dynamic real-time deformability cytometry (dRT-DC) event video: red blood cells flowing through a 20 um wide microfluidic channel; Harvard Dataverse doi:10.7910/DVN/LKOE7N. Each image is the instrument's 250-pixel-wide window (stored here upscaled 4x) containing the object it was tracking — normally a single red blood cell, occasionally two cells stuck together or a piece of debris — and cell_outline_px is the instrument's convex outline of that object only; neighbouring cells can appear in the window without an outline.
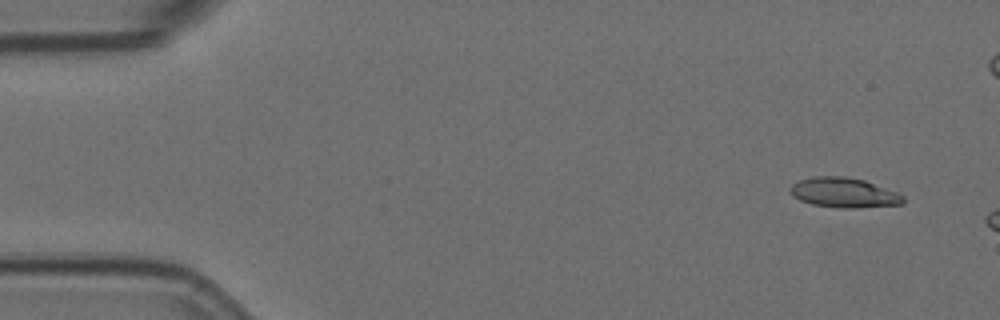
{"species": "Egyptian fruit bat (a non-hibernating species)", "species_latin": "Rousettus aegyptiacus", "temperature_condition": "room temperature", "stored_images_in_passage": 4, "camera_frame_rate_fps": 3000, "um_per_image_px": 0.085, "animal": {"sex": "female"}, "frame": {"image": 1, "passage_image": 2, "time_ms": 0.333, "image_size_px": [1000, 320], "cell_outline_px": [[904, 204], [856, 208], [840, 208], [812, 204], [800, 200], [792, 196], [788, 192], [792, 184], [800, 180], [812, 176], [844, 176], [864, 180], [896, 192], [904, 196]], "centroid_in_image_um": [71.7, 16.38], "position_along_channel_um": 13.3, "area_um2": 19.71}}